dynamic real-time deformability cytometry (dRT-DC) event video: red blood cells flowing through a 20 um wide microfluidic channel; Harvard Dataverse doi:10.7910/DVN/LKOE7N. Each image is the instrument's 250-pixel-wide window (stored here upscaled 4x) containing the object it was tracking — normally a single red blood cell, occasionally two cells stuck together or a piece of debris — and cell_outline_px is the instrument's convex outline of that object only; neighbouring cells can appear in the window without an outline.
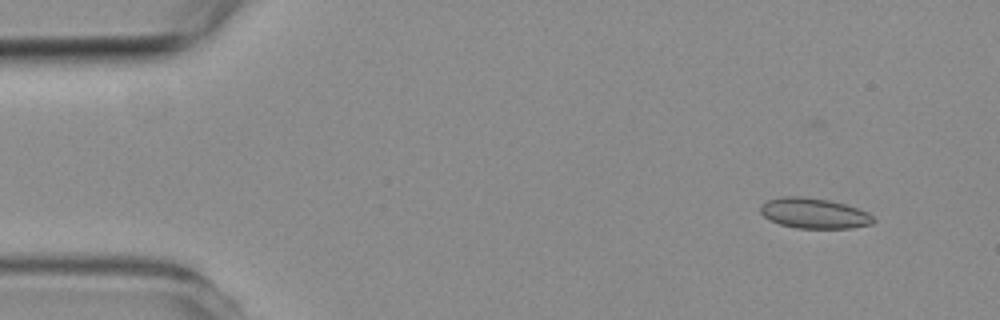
{"species": "common noctule bat (a hibernating species)", "species_latin": "Nyctalus noctula", "temperature_condition": "room temperature", "stored_images_in_passage": 8, "camera_frame_rate_fps": 3000, "um_per_image_px": 0.085, "animal": {"sex": "female", "body_mass_g": 19.3, "forearm_length_mm": 54.1}, "frame": {"image": 1, "passage_image": 2, "time_ms": 1.0, "image_size_px": [1000, 320], "cell_outline_px": [[876, 220], [872, 224], [852, 228], [796, 228], [780, 224], [768, 220], [760, 212], [760, 204], [764, 200], [780, 196], [804, 196], [828, 200], [844, 204], [868, 212]], "centroid_in_image_um": [69.14, 18.12], "position_along_channel_um": 15.9, "area_um2": 20.23}}
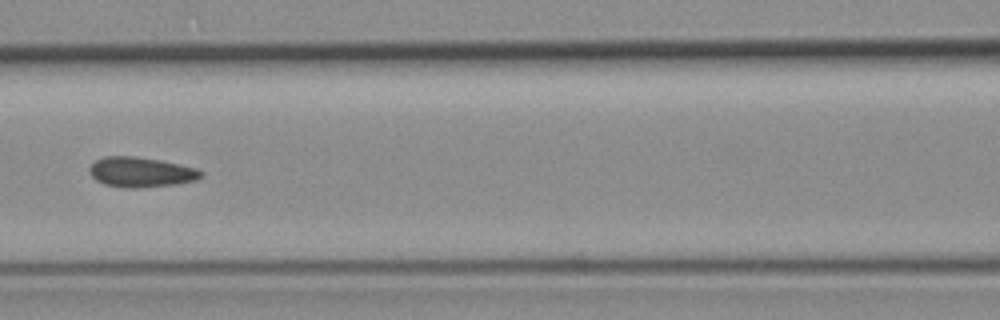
{"frame": {"image": 2, "passage_image": 7, "time_ms": 7.0, "image_size_px": [1000, 320], "cell_outline_px": [[204, 176], [196, 180], [176, 184], [136, 188], [124, 188], [104, 184], [96, 180], [88, 172], [88, 168], [96, 160], [104, 156], [136, 156], [160, 160], [180, 164], [196, 168], [204, 172]], "centroid_in_image_um": [11.98, 14.63], "position_along_channel_um": 154.6, "area_um2": 19.71}}
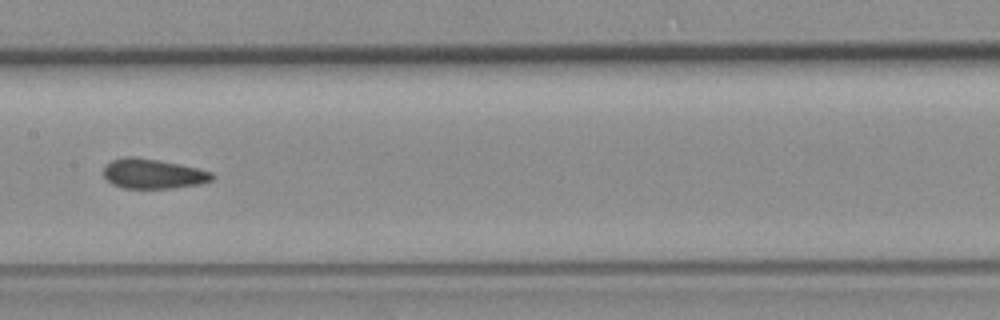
{"frame": {"image": 3, "passage_image": 8, "time_ms": 8.0, "image_size_px": [1000, 320], "cell_outline_px": [[216, 176], [212, 180], [200, 184], [172, 188], [124, 188], [112, 184], [104, 176], [104, 164], [112, 160], [124, 156], [132, 156], [180, 164], [212, 172]], "centroid_in_image_um": [13.0, 14.77], "position_along_channel_um": 194.4, "area_um2": 18.84}}